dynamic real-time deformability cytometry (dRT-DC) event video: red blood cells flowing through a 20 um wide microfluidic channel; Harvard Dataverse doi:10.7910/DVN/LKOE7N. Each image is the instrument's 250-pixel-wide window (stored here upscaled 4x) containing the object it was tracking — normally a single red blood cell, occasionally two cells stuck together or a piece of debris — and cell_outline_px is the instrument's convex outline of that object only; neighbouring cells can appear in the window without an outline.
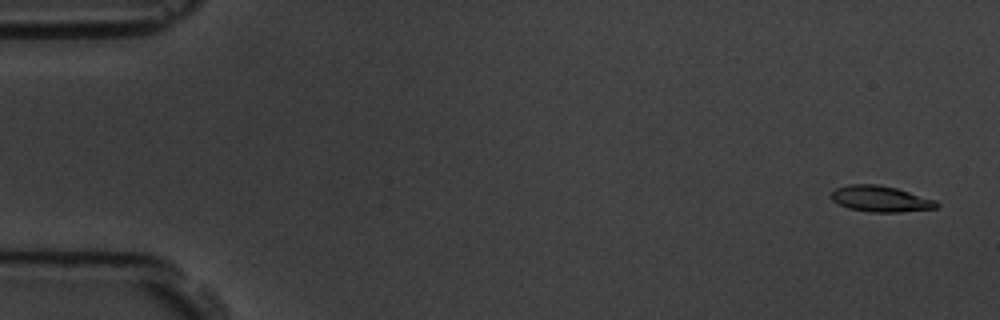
{"species": "common noctule bat (a hibernating species)", "species_latin": "Nyctalus noctula", "temperature_condition": "room temperature", "stored_images_in_passage": 57, "camera_frame_rate_fps": 3000, "um_per_image_px": 0.085, "animal": {"sex": "male", "body_mass_g": 19.5, "forearm_length_mm": 54.6}, "frame": {"image": 1, "passage_image": 3, "time_ms": 0.667, "image_size_px": [1000, 320], "cell_outline_px": [[940, 204], [936, 208], [900, 212], [868, 212], [848, 208], [832, 200], [832, 192], [836, 188], [852, 184], [876, 184], [896, 188], [936, 200]], "centroid_in_image_um": [74.86, 16.91], "position_along_channel_um": 10.1, "area_um2": 15.84}}
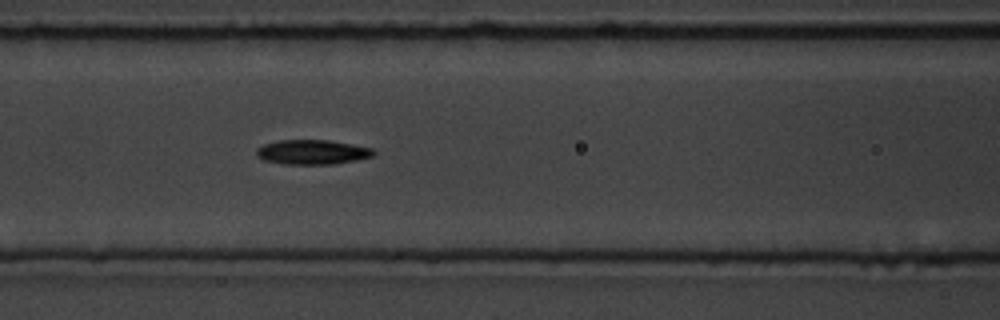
{"frame": {"image": 2, "passage_image": 25, "time_ms": 8.0, "image_size_px": [1000, 320], "cell_outline_px": [[376, 152], [372, 156], [356, 160], [332, 164], [284, 164], [264, 160], [256, 156], [256, 148], [264, 144], [280, 140], [328, 140], [372, 148]], "centroid_in_image_um": [26.51, 12.93], "position_along_channel_um": 140.1, "area_um2": 16.7}}
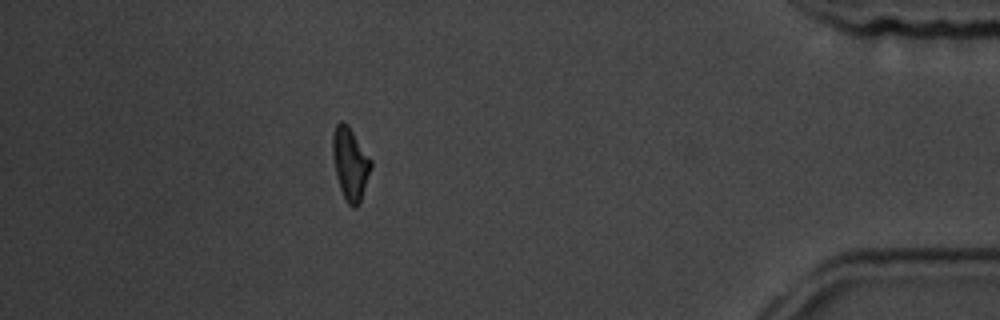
{"frame": {"image": 3, "passage_image": 51, "time_ms": 16.667, "image_size_px": [1000, 320], "cell_outline_px": [[372, 168], [360, 204], [356, 208], [352, 208], [348, 204], [340, 188], [336, 176], [332, 156], [332, 132], [336, 124], [340, 120], [344, 120], [348, 124], [372, 160]], "centroid_in_image_um": [29.77, 13.89], "position_along_channel_um": 405.4, "area_um2": 16.59}, "authors_computed_cell_mechanics": {"area_um2": 16.1262, "velocity_mm_per_s": 3.6181, "shape_relaxation_time_tau1_ms": 3.757, "shape_relaxation_time_tau2_ms": null, "deformation_change_tau1": 0.1436, "deformation_change_tau2": null}}